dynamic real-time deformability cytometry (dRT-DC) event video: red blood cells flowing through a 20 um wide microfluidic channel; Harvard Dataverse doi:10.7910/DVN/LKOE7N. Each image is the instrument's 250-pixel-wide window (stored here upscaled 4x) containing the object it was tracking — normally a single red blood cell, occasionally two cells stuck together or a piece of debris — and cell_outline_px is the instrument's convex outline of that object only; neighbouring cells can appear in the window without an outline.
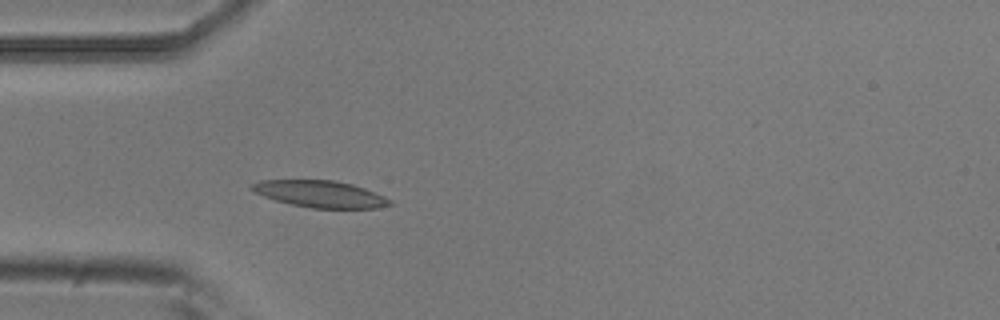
{"species": "common noctule bat (a hibernating species)", "species_latin": "Nyctalus noctula", "temperature_condition": "room temperature", "stored_images_in_passage": 4, "camera_frame_rate_fps": 3000, "um_per_image_px": 0.085, "animal": {"sex": "male", "body_mass_g": 20.5, "forearm_length_mm": 52.5}, "frame": {"image": 1, "passage_image": 4, "time_ms": 1.0, "image_size_px": [1000, 320], "cell_outline_px": [[392, 204], [380, 208], [312, 208], [292, 204], [276, 200], [264, 196], [248, 188], [252, 184], [260, 180], [336, 180], [352, 184], [364, 188], [384, 196], [392, 200]], "centroid_in_image_um": [27.24, 16.48], "position_along_channel_um": 57.8, "area_um2": 21.44}}